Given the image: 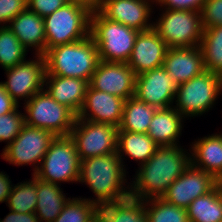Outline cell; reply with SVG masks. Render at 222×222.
<instances>
[{"instance_id":"e0dca14e","label":"cell","mask_w":222,"mask_h":222,"mask_svg":"<svg viewBox=\"0 0 222 222\" xmlns=\"http://www.w3.org/2000/svg\"><path fill=\"white\" fill-rule=\"evenodd\" d=\"M124 104L125 99L104 91H98L89 85L86 90L85 101L77 118L119 127Z\"/></svg>"},{"instance_id":"277c9868","label":"cell","mask_w":222,"mask_h":222,"mask_svg":"<svg viewBox=\"0 0 222 222\" xmlns=\"http://www.w3.org/2000/svg\"><path fill=\"white\" fill-rule=\"evenodd\" d=\"M93 7L81 0H69L61 8L43 18L46 51L58 45L82 40L90 35Z\"/></svg>"},{"instance_id":"d590c367","label":"cell","mask_w":222,"mask_h":222,"mask_svg":"<svg viewBox=\"0 0 222 222\" xmlns=\"http://www.w3.org/2000/svg\"><path fill=\"white\" fill-rule=\"evenodd\" d=\"M27 8V0H0V24L7 26L13 18Z\"/></svg>"},{"instance_id":"44dd1931","label":"cell","mask_w":222,"mask_h":222,"mask_svg":"<svg viewBox=\"0 0 222 222\" xmlns=\"http://www.w3.org/2000/svg\"><path fill=\"white\" fill-rule=\"evenodd\" d=\"M8 28L28 50L35 49V55H44L46 52V35L43 17L26 8L13 18Z\"/></svg>"},{"instance_id":"74e56055","label":"cell","mask_w":222,"mask_h":222,"mask_svg":"<svg viewBox=\"0 0 222 222\" xmlns=\"http://www.w3.org/2000/svg\"><path fill=\"white\" fill-rule=\"evenodd\" d=\"M206 0H155V3L169 10L201 11Z\"/></svg>"},{"instance_id":"f35d334b","label":"cell","mask_w":222,"mask_h":222,"mask_svg":"<svg viewBox=\"0 0 222 222\" xmlns=\"http://www.w3.org/2000/svg\"><path fill=\"white\" fill-rule=\"evenodd\" d=\"M18 106L19 104L11 98L0 82V115L8 114L14 111Z\"/></svg>"},{"instance_id":"52a82bcc","label":"cell","mask_w":222,"mask_h":222,"mask_svg":"<svg viewBox=\"0 0 222 222\" xmlns=\"http://www.w3.org/2000/svg\"><path fill=\"white\" fill-rule=\"evenodd\" d=\"M158 19L153 22V29L168 48L200 45L204 29L199 11L165 9Z\"/></svg>"},{"instance_id":"484cf974","label":"cell","mask_w":222,"mask_h":222,"mask_svg":"<svg viewBox=\"0 0 222 222\" xmlns=\"http://www.w3.org/2000/svg\"><path fill=\"white\" fill-rule=\"evenodd\" d=\"M99 222H148L144 202L133 197L99 206Z\"/></svg>"},{"instance_id":"2e32d148","label":"cell","mask_w":222,"mask_h":222,"mask_svg":"<svg viewBox=\"0 0 222 222\" xmlns=\"http://www.w3.org/2000/svg\"><path fill=\"white\" fill-rule=\"evenodd\" d=\"M152 3L155 0H101L95 8L105 18L142 32L153 28L148 22Z\"/></svg>"},{"instance_id":"60d3db41","label":"cell","mask_w":222,"mask_h":222,"mask_svg":"<svg viewBox=\"0 0 222 222\" xmlns=\"http://www.w3.org/2000/svg\"><path fill=\"white\" fill-rule=\"evenodd\" d=\"M13 186L9 176L4 172H0V203L7 202Z\"/></svg>"},{"instance_id":"ac0fdd59","label":"cell","mask_w":222,"mask_h":222,"mask_svg":"<svg viewBox=\"0 0 222 222\" xmlns=\"http://www.w3.org/2000/svg\"><path fill=\"white\" fill-rule=\"evenodd\" d=\"M168 47L164 40L152 28L139 32L127 62L135 75L163 66Z\"/></svg>"},{"instance_id":"d6a6232c","label":"cell","mask_w":222,"mask_h":222,"mask_svg":"<svg viewBox=\"0 0 222 222\" xmlns=\"http://www.w3.org/2000/svg\"><path fill=\"white\" fill-rule=\"evenodd\" d=\"M10 210L20 213H35L37 205L36 176L30 181H24L13 186L7 200Z\"/></svg>"},{"instance_id":"7a4b0ae2","label":"cell","mask_w":222,"mask_h":222,"mask_svg":"<svg viewBox=\"0 0 222 222\" xmlns=\"http://www.w3.org/2000/svg\"><path fill=\"white\" fill-rule=\"evenodd\" d=\"M123 164L117 153L81 160L78 182L88 185L96 195V199L87 200L99 207L130 197V187L124 185L127 179Z\"/></svg>"},{"instance_id":"836d02e7","label":"cell","mask_w":222,"mask_h":222,"mask_svg":"<svg viewBox=\"0 0 222 222\" xmlns=\"http://www.w3.org/2000/svg\"><path fill=\"white\" fill-rule=\"evenodd\" d=\"M19 106L12 112L0 115V142L8 146L20 133L25 125V114L19 112Z\"/></svg>"},{"instance_id":"1f68e13d","label":"cell","mask_w":222,"mask_h":222,"mask_svg":"<svg viewBox=\"0 0 222 222\" xmlns=\"http://www.w3.org/2000/svg\"><path fill=\"white\" fill-rule=\"evenodd\" d=\"M27 51L8 26H0V65L4 70L25 61Z\"/></svg>"},{"instance_id":"f546056e","label":"cell","mask_w":222,"mask_h":222,"mask_svg":"<svg viewBox=\"0 0 222 222\" xmlns=\"http://www.w3.org/2000/svg\"><path fill=\"white\" fill-rule=\"evenodd\" d=\"M148 222H190L186 208L170 204L162 198L144 200Z\"/></svg>"},{"instance_id":"4dcf8cb0","label":"cell","mask_w":222,"mask_h":222,"mask_svg":"<svg viewBox=\"0 0 222 222\" xmlns=\"http://www.w3.org/2000/svg\"><path fill=\"white\" fill-rule=\"evenodd\" d=\"M99 207L86 198H72L53 222H99Z\"/></svg>"},{"instance_id":"30bf717a","label":"cell","mask_w":222,"mask_h":222,"mask_svg":"<svg viewBox=\"0 0 222 222\" xmlns=\"http://www.w3.org/2000/svg\"><path fill=\"white\" fill-rule=\"evenodd\" d=\"M118 127L78 119L70 132L78 157L85 160L92 157L117 153Z\"/></svg>"},{"instance_id":"4316f807","label":"cell","mask_w":222,"mask_h":222,"mask_svg":"<svg viewBox=\"0 0 222 222\" xmlns=\"http://www.w3.org/2000/svg\"><path fill=\"white\" fill-rule=\"evenodd\" d=\"M156 110L157 108L150 106L135 96L126 99L118 131L147 134Z\"/></svg>"},{"instance_id":"b9f144b4","label":"cell","mask_w":222,"mask_h":222,"mask_svg":"<svg viewBox=\"0 0 222 222\" xmlns=\"http://www.w3.org/2000/svg\"><path fill=\"white\" fill-rule=\"evenodd\" d=\"M81 1L90 4L93 8H95L101 2V0H81Z\"/></svg>"},{"instance_id":"7c38bea8","label":"cell","mask_w":222,"mask_h":222,"mask_svg":"<svg viewBox=\"0 0 222 222\" xmlns=\"http://www.w3.org/2000/svg\"><path fill=\"white\" fill-rule=\"evenodd\" d=\"M35 60H25L6 69L7 81L1 82L6 92L19 104V99L27 102L33 95L44 90L46 60L36 55Z\"/></svg>"},{"instance_id":"e575fe53","label":"cell","mask_w":222,"mask_h":222,"mask_svg":"<svg viewBox=\"0 0 222 222\" xmlns=\"http://www.w3.org/2000/svg\"><path fill=\"white\" fill-rule=\"evenodd\" d=\"M200 14L203 28L222 25V0H206Z\"/></svg>"},{"instance_id":"ffe728a7","label":"cell","mask_w":222,"mask_h":222,"mask_svg":"<svg viewBox=\"0 0 222 222\" xmlns=\"http://www.w3.org/2000/svg\"><path fill=\"white\" fill-rule=\"evenodd\" d=\"M45 86V90L56 102L66 106L77 116L85 101L89 82L74 77L45 75Z\"/></svg>"},{"instance_id":"9c48e42d","label":"cell","mask_w":222,"mask_h":222,"mask_svg":"<svg viewBox=\"0 0 222 222\" xmlns=\"http://www.w3.org/2000/svg\"><path fill=\"white\" fill-rule=\"evenodd\" d=\"M80 165L73 139L69 135L56 136L34 175L42 181L57 185L61 182H78Z\"/></svg>"},{"instance_id":"8992f818","label":"cell","mask_w":222,"mask_h":222,"mask_svg":"<svg viewBox=\"0 0 222 222\" xmlns=\"http://www.w3.org/2000/svg\"><path fill=\"white\" fill-rule=\"evenodd\" d=\"M222 91V75L209 70L178 85L173 107L185 118L200 116L216 103Z\"/></svg>"},{"instance_id":"603a6c76","label":"cell","mask_w":222,"mask_h":222,"mask_svg":"<svg viewBox=\"0 0 222 222\" xmlns=\"http://www.w3.org/2000/svg\"><path fill=\"white\" fill-rule=\"evenodd\" d=\"M184 117L172 106L157 109L150 122L147 134L158 146L178 145Z\"/></svg>"},{"instance_id":"5b68a950","label":"cell","mask_w":222,"mask_h":222,"mask_svg":"<svg viewBox=\"0 0 222 222\" xmlns=\"http://www.w3.org/2000/svg\"><path fill=\"white\" fill-rule=\"evenodd\" d=\"M138 31L105 18L96 8L90 16V36L99 53V59L107 62L127 63Z\"/></svg>"},{"instance_id":"83f0119b","label":"cell","mask_w":222,"mask_h":222,"mask_svg":"<svg viewBox=\"0 0 222 222\" xmlns=\"http://www.w3.org/2000/svg\"><path fill=\"white\" fill-rule=\"evenodd\" d=\"M190 222H222V183L186 208Z\"/></svg>"},{"instance_id":"ab89813d","label":"cell","mask_w":222,"mask_h":222,"mask_svg":"<svg viewBox=\"0 0 222 222\" xmlns=\"http://www.w3.org/2000/svg\"><path fill=\"white\" fill-rule=\"evenodd\" d=\"M10 212L0 222H40L35 213H20L9 210Z\"/></svg>"},{"instance_id":"ba28073f","label":"cell","mask_w":222,"mask_h":222,"mask_svg":"<svg viewBox=\"0 0 222 222\" xmlns=\"http://www.w3.org/2000/svg\"><path fill=\"white\" fill-rule=\"evenodd\" d=\"M24 104L26 125L45 129L54 136L70 135L77 116L56 102L45 89Z\"/></svg>"},{"instance_id":"9a60e30c","label":"cell","mask_w":222,"mask_h":222,"mask_svg":"<svg viewBox=\"0 0 222 222\" xmlns=\"http://www.w3.org/2000/svg\"><path fill=\"white\" fill-rule=\"evenodd\" d=\"M89 85L126 100L135 96L136 75L127 63L100 60Z\"/></svg>"},{"instance_id":"6da1fadb","label":"cell","mask_w":222,"mask_h":222,"mask_svg":"<svg viewBox=\"0 0 222 222\" xmlns=\"http://www.w3.org/2000/svg\"><path fill=\"white\" fill-rule=\"evenodd\" d=\"M178 146H159L154 155L139 165L130 196L138 200L162 198L168 187L191 165V155Z\"/></svg>"},{"instance_id":"d4e9b609","label":"cell","mask_w":222,"mask_h":222,"mask_svg":"<svg viewBox=\"0 0 222 222\" xmlns=\"http://www.w3.org/2000/svg\"><path fill=\"white\" fill-rule=\"evenodd\" d=\"M159 146L146 133L118 131L117 154L123 163L124 153L139 165L147 162ZM123 153V154H122Z\"/></svg>"},{"instance_id":"4fadbf2b","label":"cell","mask_w":222,"mask_h":222,"mask_svg":"<svg viewBox=\"0 0 222 222\" xmlns=\"http://www.w3.org/2000/svg\"><path fill=\"white\" fill-rule=\"evenodd\" d=\"M219 183L211 174L191 164L168 187L162 199L175 206L187 208L197 197L208 194Z\"/></svg>"},{"instance_id":"7402d4cb","label":"cell","mask_w":222,"mask_h":222,"mask_svg":"<svg viewBox=\"0 0 222 222\" xmlns=\"http://www.w3.org/2000/svg\"><path fill=\"white\" fill-rule=\"evenodd\" d=\"M191 146V164L222 183V134L205 136Z\"/></svg>"},{"instance_id":"8d00e7d4","label":"cell","mask_w":222,"mask_h":222,"mask_svg":"<svg viewBox=\"0 0 222 222\" xmlns=\"http://www.w3.org/2000/svg\"><path fill=\"white\" fill-rule=\"evenodd\" d=\"M69 0H27V8L41 17H46L61 8Z\"/></svg>"},{"instance_id":"d6986e66","label":"cell","mask_w":222,"mask_h":222,"mask_svg":"<svg viewBox=\"0 0 222 222\" xmlns=\"http://www.w3.org/2000/svg\"><path fill=\"white\" fill-rule=\"evenodd\" d=\"M163 67L178 85L206 70L200 46L168 48Z\"/></svg>"},{"instance_id":"8fae6325","label":"cell","mask_w":222,"mask_h":222,"mask_svg":"<svg viewBox=\"0 0 222 222\" xmlns=\"http://www.w3.org/2000/svg\"><path fill=\"white\" fill-rule=\"evenodd\" d=\"M55 137L50 131L25 124L19 135L8 146H5L1 154L2 158L17 166L32 163L35 166L33 169V174H35Z\"/></svg>"},{"instance_id":"f1b7e54d","label":"cell","mask_w":222,"mask_h":222,"mask_svg":"<svg viewBox=\"0 0 222 222\" xmlns=\"http://www.w3.org/2000/svg\"><path fill=\"white\" fill-rule=\"evenodd\" d=\"M203 29L199 46L205 69L222 75V25Z\"/></svg>"},{"instance_id":"cb8c5ba5","label":"cell","mask_w":222,"mask_h":222,"mask_svg":"<svg viewBox=\"0 0 222 222\" xmlns=\"http://www.w3.org/2000/svg\"><path fill=\"white\" fill-rule=\"evenodd\" d=\"M37 205L35 214L40 222H53L70 198H66L59 185L36 177Z\"/></svg>"},{"instance_id":"3957f363","label":"cell","mask_w":222,"mask_h":222,"mask_svg":"<svg viewBox=\"0 0 222 222\" xmlns=\"http://www.w3.org/2000/svg\"><path fill=\"white\" fill-rule=\"evenodd\" d=\"M43 56L46 75L74 77L88 82L100 62L98 48L90 35L82 40L54 46Z\"/></svg>"},{"instance_id":"5bb4252c","label":"cell","mask_w":222,"mask_h":222,"mask_svg":"<svg viewBox=\"0 0 222 222\" xmlns=\"http://www.w3.org/2000/svg\"><path fill=\"white\" fill-rule=\"evenodd\" d=\"M177 88L178 84L161 66L136 76L135 97L157 109H165L173 105Z\"/></svg>"}]
</instances>
